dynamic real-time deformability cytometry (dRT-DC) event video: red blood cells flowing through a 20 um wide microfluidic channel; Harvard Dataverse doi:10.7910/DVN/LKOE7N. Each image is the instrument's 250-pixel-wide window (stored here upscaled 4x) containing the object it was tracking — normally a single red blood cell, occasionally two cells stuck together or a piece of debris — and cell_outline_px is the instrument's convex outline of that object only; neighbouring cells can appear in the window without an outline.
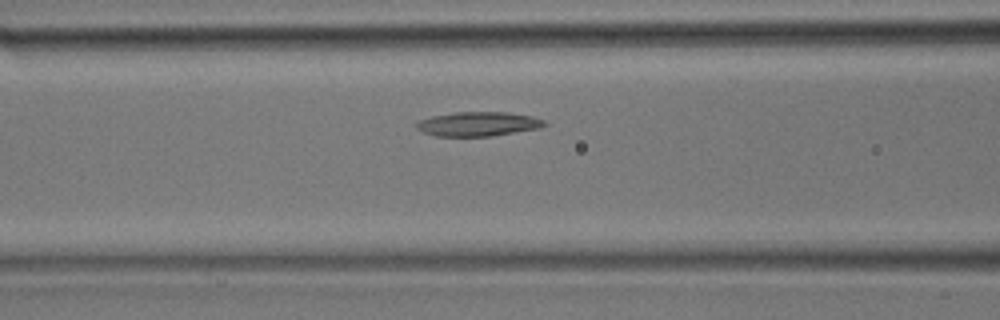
{"species": "common noctule bat (a hibernating species)", "species_latin": "Nyctalus noctula", "temperature_condition": "room temperature", "stored_images_in_passage": 29, "camera_frame_rate_fps": 3000, "um_per_image_px": 0.085, "animal": {"sex": "male", "body_mass_g": 17.9}, "frame": {"image": 1, "passage_image": 10, "time_ms": 3.0, "image_size_px": [1000, 320], "cell_outline_px": [[548, 124], [540, 128], [492, 136], [432, 136], [416, 128], [416, 120], [432, 116], [456, 112], [508, 112], [532, 116], [544, 120]], "centroid_in_image_um": [40.63, 10.53], "position_along_channel_um": 126.0, "area_um2": 18.26}}
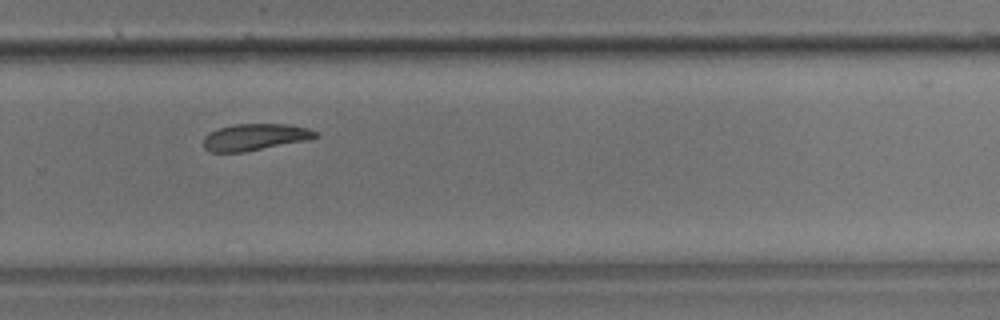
{"frame": {"image": 2, "passage_image": 19, "time_ms": 6.0, "image_size_px": [1000, 320], "cell_outline_px": [[320, 136], [304, 140], [244, 152], [212, 152], [204, 148], [204, 136], [220, 128], [232, 124], [284, 124], [308, 128], [316, 132]], "centroid_in_image_um": [21.65, 11.65], "position_along_channel_um": 308.2, "area_um2": 17.05}}
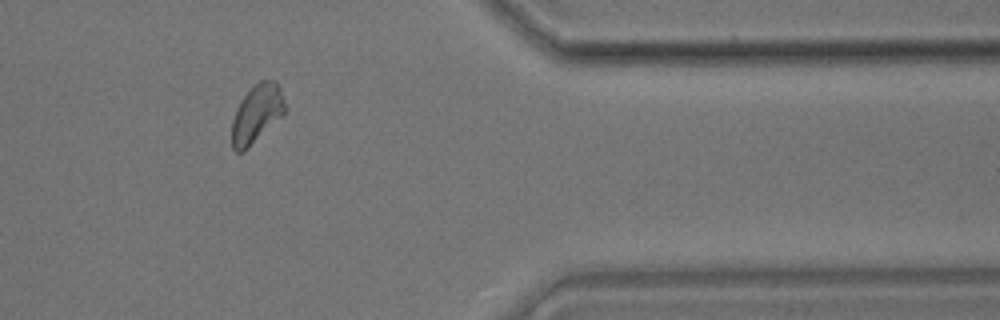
{"frame": {"image": 3, "passage_image": 24, "time_ms": 7.667, "image_size_px": [1000, 320], "cell_outline_px": [[288, 108], [244, 152], [236, 152], [232, 148], [232, 120], [236, 108], [240, 100], [260, 80], [276, 80], [280, 88]], "centroid_in_image_um": [21.82, 9.66], "position_along_channel_um": 389.6, "area_um2": 17.8}}